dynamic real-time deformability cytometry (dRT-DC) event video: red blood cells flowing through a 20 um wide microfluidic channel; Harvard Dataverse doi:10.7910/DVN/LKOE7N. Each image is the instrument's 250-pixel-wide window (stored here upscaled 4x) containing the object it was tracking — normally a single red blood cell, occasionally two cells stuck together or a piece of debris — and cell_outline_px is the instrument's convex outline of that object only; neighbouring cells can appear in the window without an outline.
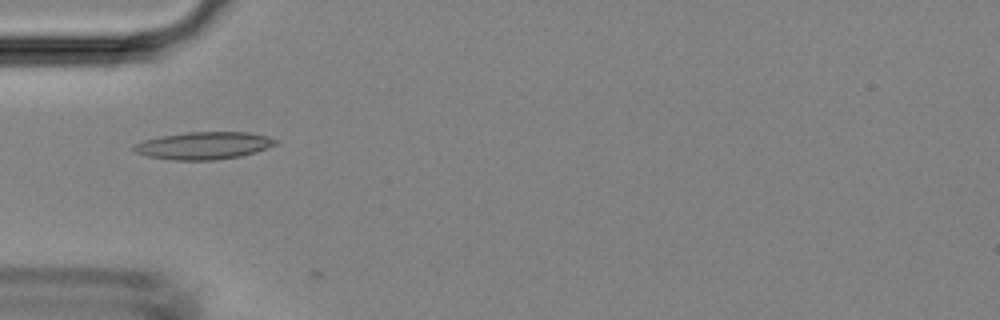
{"species": "Egyptian fruit bat (a non-hibernating species)", "species_latin": "Rousettus aegyptiacus", "temperature_condition": "room temperature", "stored_images_in_passage": 16, "camera_frame_rate_fps": 3000, "um_per_image_px": 0.085, "animal": {"sex": "female"}, "frame": {"image": 1, "passage_image": 15, "time_ms": 4.667, "image_size_px": [1000, 320], "cell_outline_px": [[280, 140], [276, 144], [268, 148], [256, 152], [240, 156], [216, 160], [176, 160], [148, 156], [132, 152], [132, 144], [144, 140], [160, 136], [188, 132], [248, 132], [268, 136]], "centroid_in_image_um": [17.32, 12.37], "position_along_channel_um": 67.7, "area_um2": 22.83}}